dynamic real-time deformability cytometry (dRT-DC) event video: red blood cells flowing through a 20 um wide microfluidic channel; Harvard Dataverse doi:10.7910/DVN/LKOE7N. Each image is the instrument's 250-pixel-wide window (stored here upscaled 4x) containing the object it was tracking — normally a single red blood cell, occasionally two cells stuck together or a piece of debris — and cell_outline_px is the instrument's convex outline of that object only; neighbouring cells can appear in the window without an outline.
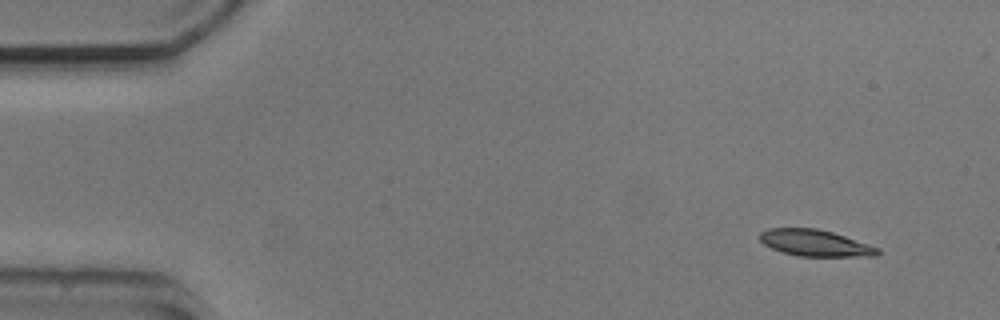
{"species": "common noctule bat (a hibernating species)", "species_latin": "Nyctalus noctula", "temperature_condition": "cold", "stored_images_in_passage": 5, "camera_frame_rate_fps": 3000, "um_per_image_px": 0.085, "animal": {"sex": "male", "body_mass_g": 20.5, "forearm_length_mm": 52.5}, "frame": {"image": 1, "passage_image": 1, "time_ms": 0.0, "image_size_px": [1000, 320], "cell_outline_px": [[880, 252], [876, 256], [800, 256], [780, 252], [764, 244], [760, 240], [760, 232], [768, 228], [816, 228], [832, 232], [880, 248]], "centroid_in_image_um": [69.27, 20.65], "position_along_channel_um": 15.7, "area_um2": 18.09}}
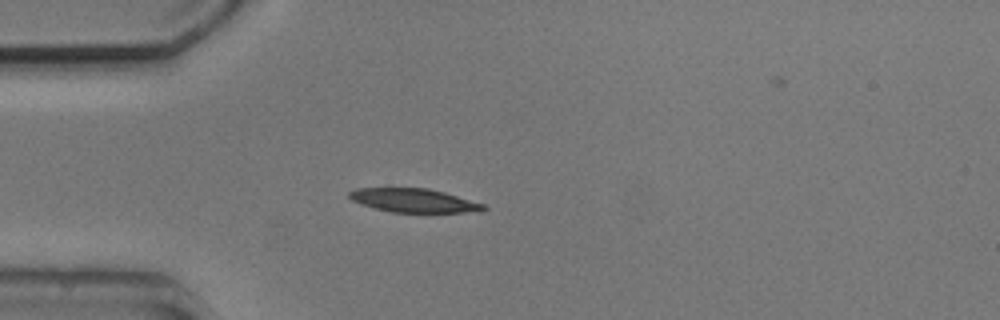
{"frame": {"image": 2, "passage_image": 4, "time_ms": 3.333, "image_size_px": [1000, 320], "cell_outline_px": [[488, 208], [480, 212], [392, 212], [360, 204], [352, 200], [348, 196], [348, 192], [356, 188], [428, 188], [444, 192], [484, 204]], "centroid_in_image_um": [35.17, 17.04], "position_along_channel_um": 49.8, "area_um2": 18.5}}